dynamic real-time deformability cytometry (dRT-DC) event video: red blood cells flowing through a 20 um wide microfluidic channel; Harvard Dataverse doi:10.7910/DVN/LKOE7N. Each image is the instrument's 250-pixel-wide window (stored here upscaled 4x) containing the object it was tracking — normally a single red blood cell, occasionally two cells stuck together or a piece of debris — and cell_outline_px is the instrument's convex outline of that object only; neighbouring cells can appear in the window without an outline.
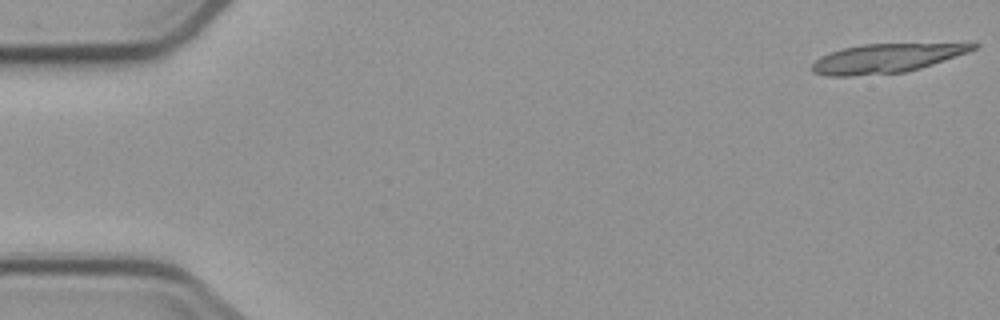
{"species": "common noctule bat (a hibernating species)", "species_latin": "Nyctalus noctula", "temperature_condition": "cold", "stored_images_in_passage": 7, "segment_of_instrument_passage": [1, 2], "camera_frame_rate_fps": 3000, "um_per_image_px": 0.085, "animal": {"sex": "male", "body_mass_g": 23.1, "forearm_length_mm": 52.7}, "frame": {"image": 1, "passage_image": 1, "time_ms": 0.0, "image_size_px": [1000, 320], "cell_outline_px": [[980, 44], [976, 48], [968, 52], [920, 68], [904, 72], [852, 76], [828, 76], [812, 72], [812, 64], [820, 56], [844, 48], [864, 44]], "centroid_in_image_um": [75.26, 4.97], "position_along_channel_um": 9.7, "area_um2": 26.65}}